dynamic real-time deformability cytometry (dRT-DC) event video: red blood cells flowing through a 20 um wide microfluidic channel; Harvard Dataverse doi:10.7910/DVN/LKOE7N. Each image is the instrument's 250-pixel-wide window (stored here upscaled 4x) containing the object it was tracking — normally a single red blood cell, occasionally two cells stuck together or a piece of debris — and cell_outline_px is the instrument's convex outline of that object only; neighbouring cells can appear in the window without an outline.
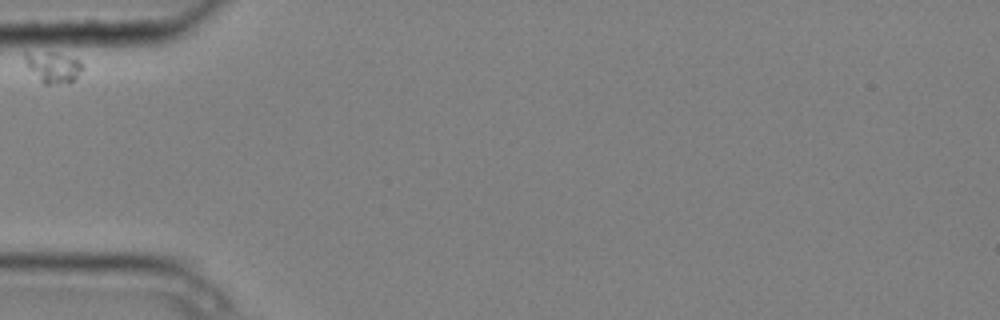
{"species": "common noctule bat (a hibernating species)", "species_latin": "Nyctalus noctula", "temperature_condition": "cold", "stored_images_in_passage": 3, "camera_frame_rate_fps": 3000, "um_per_image_px": 0.085, "animal": {"sex": "male", "body_mass_g": 20.4}, "frame": {"image": 1, "passage_image": 1, "time_ms": 0.0, "image_size_px": [1000, 320], "cell_outline_px": [[84, 68], [72, 80], [48, 84], [44, 84], [28, 68], [24, 60], [24, 52], [52, 52], [68, 56], [80, 60], [84, 64]], "centroid_in_image_um": [4.5, 5.66], "position_along_channel_um": 80.5, "area_um2": 10.12}}